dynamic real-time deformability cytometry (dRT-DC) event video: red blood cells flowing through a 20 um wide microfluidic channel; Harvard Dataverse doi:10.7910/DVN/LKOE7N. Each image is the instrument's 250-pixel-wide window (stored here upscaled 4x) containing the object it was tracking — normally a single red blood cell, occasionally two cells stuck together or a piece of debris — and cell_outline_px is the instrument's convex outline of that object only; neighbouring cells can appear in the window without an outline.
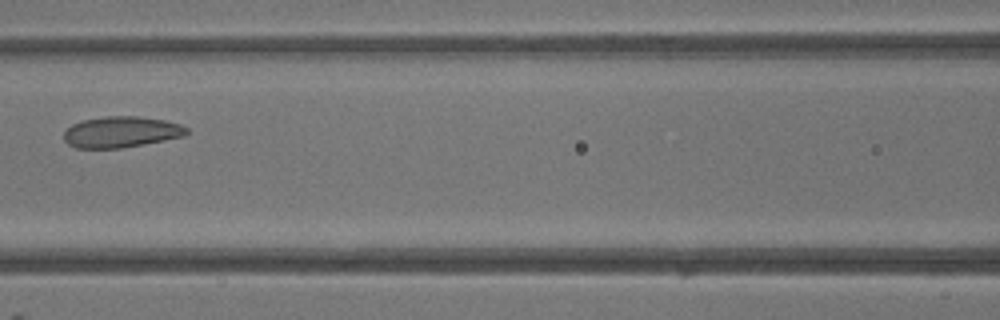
{"species": "common noctule bat (a hibernating species)", "species_latin": "Nyctalus noctula", "temperature_condition": "warm", "stored_images_in_passage": 5, "camera_frame_rate_fps": 3000, "um_per_image_px": 0.085, "animal": {"sex": "male", "body_mass_g": 13.3}, "frame": {"image": 1, "passage_image": 5, "time_ms": 4.667, "image_size_px": [1000, 320], "cell_outline_px": [[188, 132], [184, 136], [144, 144], [120, 148], [76, 148], [68, 144], [64, 140], [64, 132], [72, 124], [84, 120], [108, 116], [136, 116], [164, 120], [180, 124], [188, 128]], "centroid_in_image_um": [10.3, 11.22], "position_along_channel_um": 156.3, "area_um2": 22.08}}